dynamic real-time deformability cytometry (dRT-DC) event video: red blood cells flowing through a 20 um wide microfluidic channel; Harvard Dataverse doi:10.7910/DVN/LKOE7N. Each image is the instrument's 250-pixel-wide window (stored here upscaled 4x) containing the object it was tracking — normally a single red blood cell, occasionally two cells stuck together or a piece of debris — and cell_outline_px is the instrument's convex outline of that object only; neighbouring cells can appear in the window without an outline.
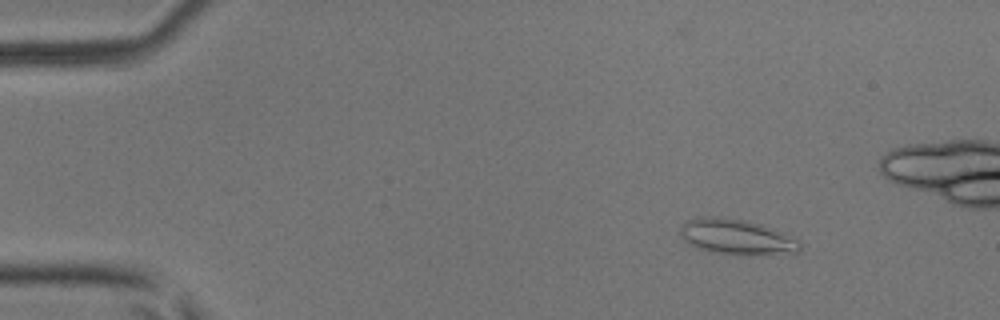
{"species": "common noctule bat (a hibernating species)", "species_latin": "Nyctalus noctula", "temperature_condition": "room temperature", "stored_images_in_passage": 5, "camera_frame_rate_fps": 3000, "um_per_image_px": 0.085, "animal": {"sex": "male", "body_mass_g": 17.9, "forearm_length_mm": 54.2}, "frame": {"image": 1, "passage_image": 2, "time_ms": 0.333, "image_size_px": [1000, 320], "cell_outline_px": [[800, 252], [740, 256], [712, 252], [700, 248], [684, 240], [680, 236], [680, 228], [688, 220], [700, 216], [712, 216], [744, 220], [760, 224], [784, 232], [800, 240]], "centroid_in_image_um": [62.65, 20.15], "position_along_channel_um": 22.4, "area_um2": 24.8}}